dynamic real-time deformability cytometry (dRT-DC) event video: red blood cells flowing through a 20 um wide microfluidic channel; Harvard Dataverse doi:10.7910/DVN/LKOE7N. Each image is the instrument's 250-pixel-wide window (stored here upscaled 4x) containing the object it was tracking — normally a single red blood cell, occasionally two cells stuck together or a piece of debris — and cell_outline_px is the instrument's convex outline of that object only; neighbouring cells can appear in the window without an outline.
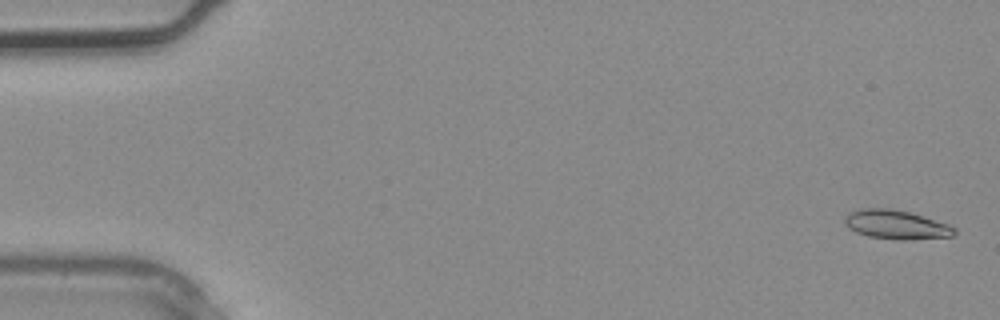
{"species": "common noctule bat (a hibernating species)", "species_latin": "Nyctalus noctula", "temperature_condition": "warm", "stored_images_in_passage": 3, "camera_frame_rate_fps": 3000, "um_per_image_px": 0.085, "animal": {"sex": "male", "body_mass_g": 20.4}, "frame": {"image": 1, "passage_image": 1, "time_ms": 0.0, "image_size_px": [1000, 320], "cell_outline_px": [[956, 232], [952, 236], [908, 240], [896, 240], [868, 236], [856, 232], [848, 228], [844, 224], [844, 216], [848, 212], [864, 208], [892, 208], [908, 212], [948, 224], [956, 228]], "centroid_in_image_um": [76.13, 19.1], "position_along_channel_um": 8.9, "area_um2": 18.61}}
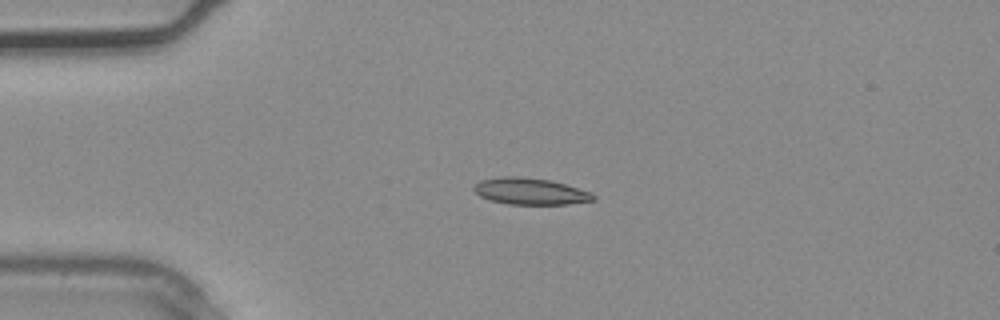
{"frame": {"image": 2, "passage_image": 3, "time_ms": 0.667, "image_size_px": [1000, 320], "cell_outline_px": [[596, 200], [568, 204], [508, 204], [488, 200], [480, 196], [472, 188], [480, 180], [500, 176], [520, 176], [552, 180], [592, 192], [596, 196]], "centroid_in_image_um": [45.09, 16.25], "position_along_channel_um": 39.9, "area_um2": 18.73}}